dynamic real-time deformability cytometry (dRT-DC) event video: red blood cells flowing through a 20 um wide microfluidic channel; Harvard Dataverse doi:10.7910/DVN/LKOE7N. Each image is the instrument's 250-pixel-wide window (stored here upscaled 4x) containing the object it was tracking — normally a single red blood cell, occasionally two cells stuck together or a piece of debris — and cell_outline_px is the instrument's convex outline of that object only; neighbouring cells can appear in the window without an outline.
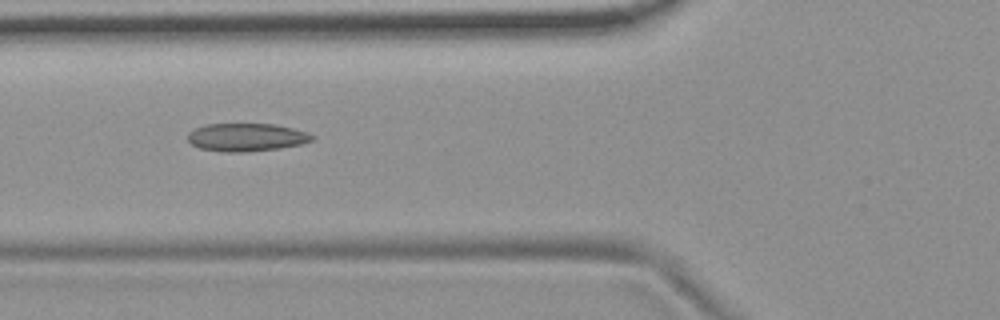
{"species": "common noctule bat (a hibernating species)", "species_latin": "Nyctalus noctula", "temperature_condition": "room temperature", "stored_images_in_passage": 4, "camera_frame_rate_fps": 3000, "um_per_image_px": 0.085, "animal": {"sex": "female", "body_mass_g": 19.9}, "frame": {"image": 1, "passage_image": 3, "time_ms": 0.667, "image_size_px": [1000, 320], "cell_outline_px": [[316, 136], [312, 140], [300, 144], [280, 148], [244, 152], [220, 152], [200, 148], [192, 144], [188, 140], [188, 132], [204, 124], [276, 124], [308, 132]], "centroid_in_image_um": [20.95, 11.66], "position_along_channel_um": 104.9, "area_um2": 20.35}}
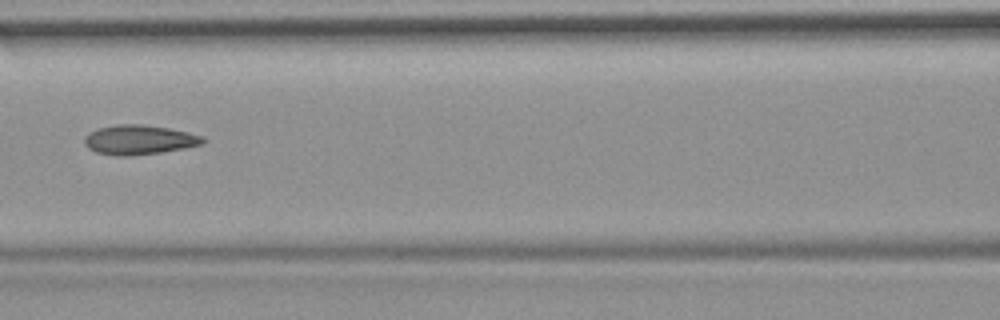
{"frame": {"image": 2, "passage_image": 4, "time_ms": 1.0, "image_size_px": [1000, 320], "cell_outline_px": [[208, 140], [204, 144], [184, 148], [160, 152], [132, 156], [112, 156], [96, 152], [88, 148], [84, 144], [84, 136], [88, 132], [100, 128], [120, 124], [144, 124], [168, 128], [188, 132], [204, 136]], "centroid_in_image_um": [11.84, 11.89], "position_along_channel_um": 154.8, "area_um2": 20.63}}